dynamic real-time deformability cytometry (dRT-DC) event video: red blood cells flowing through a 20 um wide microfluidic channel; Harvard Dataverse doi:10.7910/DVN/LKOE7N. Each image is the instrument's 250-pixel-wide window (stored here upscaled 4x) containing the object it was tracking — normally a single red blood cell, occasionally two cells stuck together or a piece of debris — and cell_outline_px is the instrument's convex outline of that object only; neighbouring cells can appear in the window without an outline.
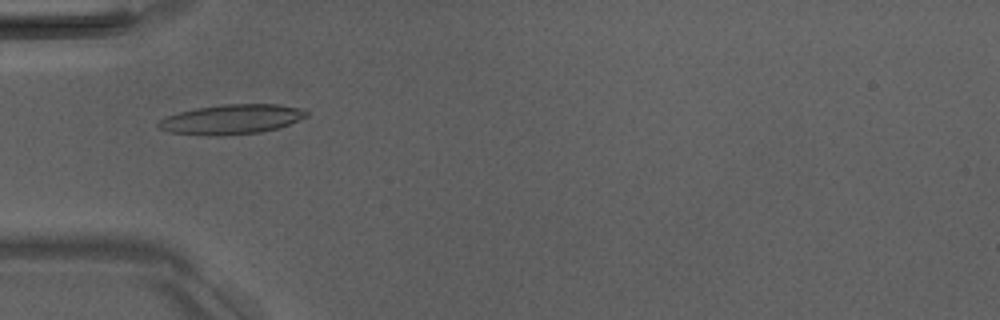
{"species": "Egyptian fruit bat (a non-hibernating species)", "species_latin": "Rousettus aegyptiacus", "temperature_condition": "room temperature", "stored_images_in_passage": 6, "camera_frame_rate_fps": 3000, "um_per_image_px": 0.085, "animal": {"sex": "male"}, "frame": {"image": 1, "passage_image": 4, "time_ms": 3.333, "image_size_px": [1000, 320], "cell_outline_px": [[308, 116], [288, 124], [276, 128], [260, 132], [220, 136], [204, 136], [168, 132], [160, 128], [156, 124], [160, 120], [168, 116], [180, 112], [196, 108], [224, 104], [276, 104], [304, 108], [308, 112]], "centroid_in_image_um": [19.68, 10.14], "position_along_channel_um": 65.3, "area_um2": 25.66}}
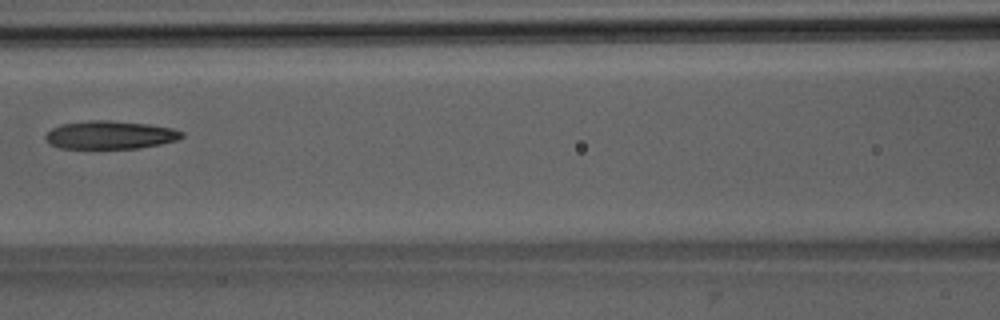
{"frame": {"image": 2, "passage_image": 6, "time_ms": 5.667, "image_size_px": [1000, 320], "cell_outline_px": [[184, 136], [176, 140], [160, 144], [136, 148], [60, 148], [52, 144], [44, 136], [52, 128], [60, 124], [88, 120], [112, 120], [148, 124], [172, 128], [184, 132]], "centroid_in_image_um": [9.37, 11.45], "position_along_channel_um": 157.2, "area_um2": 22.25}}